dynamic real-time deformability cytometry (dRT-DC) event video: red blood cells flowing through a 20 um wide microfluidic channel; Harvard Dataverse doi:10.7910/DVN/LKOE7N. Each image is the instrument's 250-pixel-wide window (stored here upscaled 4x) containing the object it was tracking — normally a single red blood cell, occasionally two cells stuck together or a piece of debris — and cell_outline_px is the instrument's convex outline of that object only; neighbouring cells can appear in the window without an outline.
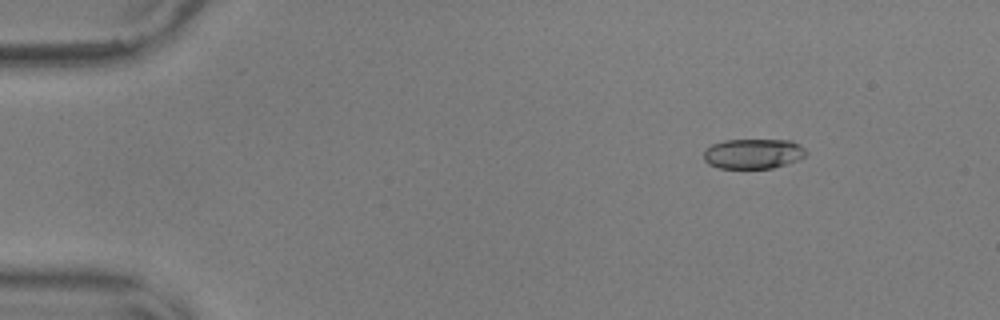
{"species": "common noctule bat (a hibernating species)", "species_latin": "Nyctalus noctula", "temperature_condition": "warm", "stored_images_in_passage": 57, "camera_frame_rate_fps": 3000, "um_per_image_px": 0.085, "animal": {"sex": "male", "body_mass_g": 17.9, "forearm_length_mm": 54.2}, "frame": {"image": 1, "passage_image": 8, "time_ms": 2.333, "image_size_px": [1000, 320], "cell_outline_px": [[808, 152], [804, 156], [796, 160], [772, 168], [720, 168], [708, 164], [704, 160], [704, 148], [712, 144], [724, 140], [792, 140], [800, 144]], "centroid_in_image_um": [64.0, 13.05], "position_along_channel_um": 21.0, "area_um2": 17.92}}
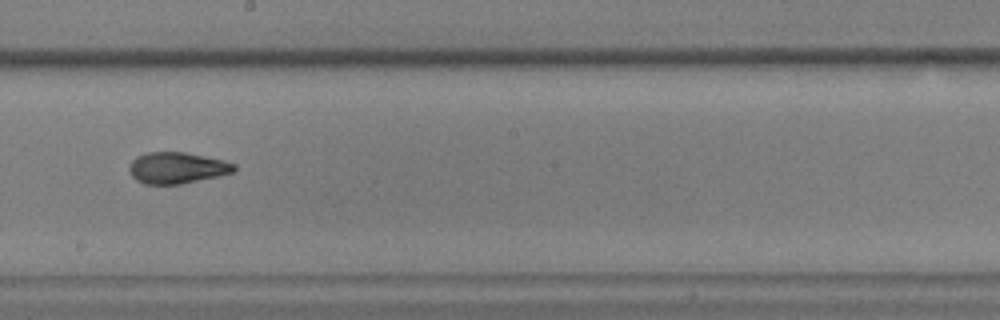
{"frame": {"image": 2, "passage_image": 33, "time_ms": 10.667, "image_size_px": [1000, 320], "cell_outline_px": [[236, 172], [220, 176], [180, 184], [144, 184], [136, 180], [132, 176], [128, 168], [128, 164], [136, 156], [148, 152], [184, 152], [224, 160], [236, 164]], "centroid_in_image_um": [15.05, 14.27], "position_along_channel_um": 233.1, "area_um2": 19.36}}
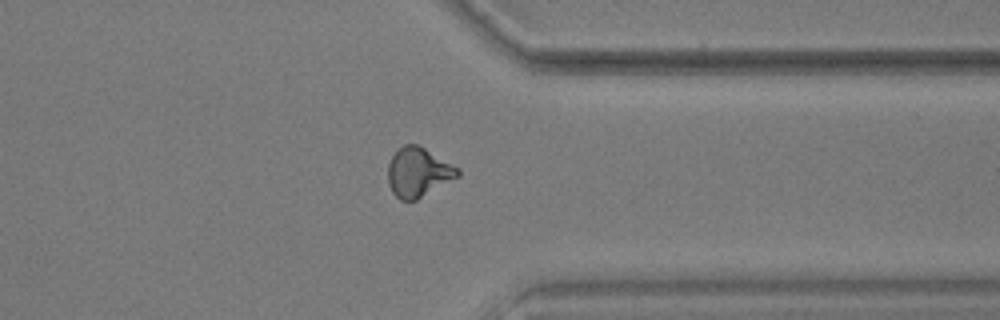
{"frame": {"image": 3, "passage_image": 45, "time_ms": 14.667, "image_size_px": [1000, 320], "cell_outline_px": [[460, 176], [416, 200], [400, 200], [392, 192], [388, 184], [388, 164], [392, 156], [404, 144], [416, 144], [424, 148], [460, 168]], "centroid_in_image_um": [35.56, 14.65], "position_along_channel_um": 375.8, "area_um2": 20.0}, "authors_computed_cell_mechanics": {"area_um2": 19.1896, "velocity_mm_per_s": 3.6388, "shape_relaxation_time_tau1_ms": 7.4073, "shape_relaxation_time_tau2_ms": 1.7692, "deformation_change_tau1": 0.2245, "deformation_change_tau2": 0.0904}}